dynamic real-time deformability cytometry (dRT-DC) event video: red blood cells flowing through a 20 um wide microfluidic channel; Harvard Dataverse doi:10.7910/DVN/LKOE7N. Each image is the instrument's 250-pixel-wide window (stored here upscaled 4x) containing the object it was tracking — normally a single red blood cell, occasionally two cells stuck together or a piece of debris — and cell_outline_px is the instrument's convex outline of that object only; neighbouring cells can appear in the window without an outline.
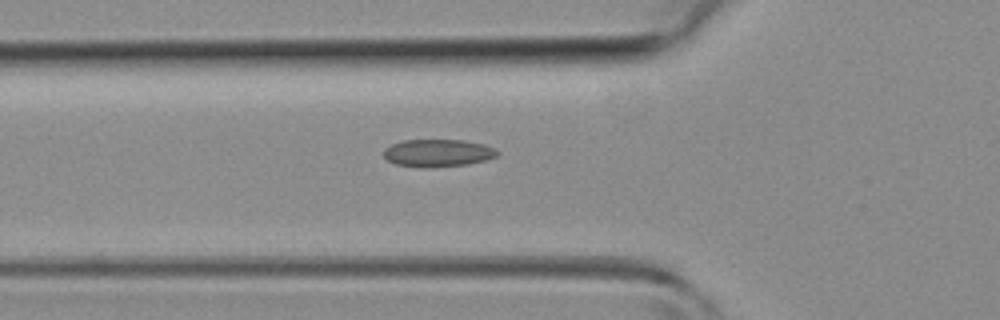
{"species": "common noctule bat (a hibernating species)", "species_latin": "Nyctalus noctula", "temperature_condition": "room temperature", "stored_images_in_passage": 29, "camera_frame_rate_fps": 3000, "um_per_image_px": 0.085, "animal": {"sex": "female", "body_mass_g": 19.3, "forearm_length_mm": 54.1}, "frame": {"image": 1, "passage_image": 3, "time_ms": 0.667, "image_size_px": [1000, 320], "cell_outline_px": [[500, 152], [496, 156], [484, 160], [468, 164], [432, 168], [420, 168], [396, 164], [388, 160], [384, 156], [384, 148], [392, 144], [404, 140], [464, 140], [484, 144], [496, 148]], "centroid_in_image_um": [37.23, 13.01], "position_along_channel_um": 88.6, "area_um2": 18.38}}
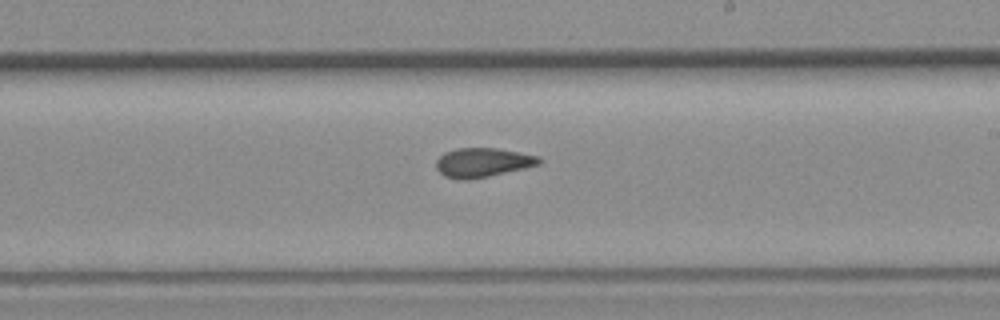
{"frame": {"image": 2, "passage_image": 13, "time_ms": 4.0, "image_size_px": [1000, 320], "cell_outline_px": [[540, 164], [524, 168], [488, 176], [468, 180], [460, 180], [444, 176], [436, 168], [436, 160], [444, 152], [456, 148], [496, 148], [540, 156]], "centroid_in_image_um": [40.99, 13.81], "position_along_channel_um": 248.0, "area_um2": 17.46}}
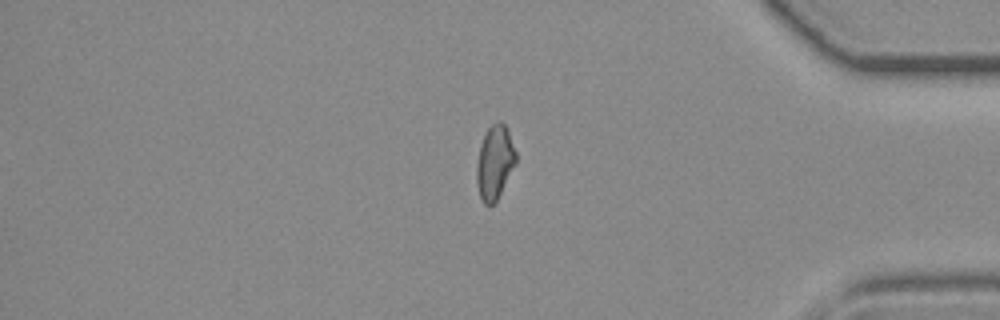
{"frame": {"image": 3, "passage_image": 24, "time_ms": 7.667, "image_size_px": [1000, 320], "cell_outline_px": [[516, 164], [496, 200], [488, 208], [484, 204], [480, 196], [476, 180], [476, 164], [480, 144], [484, 132], [492, 124], [500, 120], [504, 124], [508, 132], [516, 152]], "centroid_in_image_um": [42.03, 13.79], "position_along_channel_um": 393.2, "area_um2": 16.94}}